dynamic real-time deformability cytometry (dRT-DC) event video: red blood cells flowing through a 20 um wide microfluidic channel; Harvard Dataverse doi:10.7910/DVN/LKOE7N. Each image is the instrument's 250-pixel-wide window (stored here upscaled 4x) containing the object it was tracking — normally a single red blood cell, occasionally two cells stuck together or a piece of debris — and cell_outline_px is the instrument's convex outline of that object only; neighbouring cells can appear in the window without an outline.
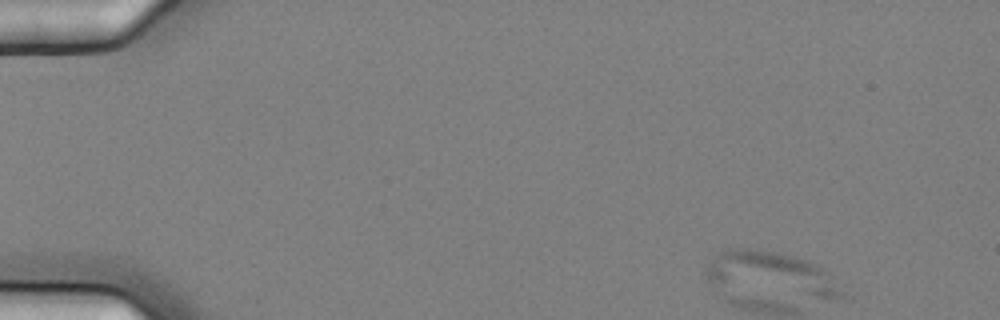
{"species": "common noctule bat (a hibernating species)", "species_latin": "Nyctalus noctula", "temperature_condition": "cold", "stored_images_in_passage": 5, "camera_frame_rate_fps": 3000, "um_per_image_px": 0.085, "animal": {"sex": "female", "body_mass_g": 25.1}, "frame": {"image": 1, "passage_image": 1, "time_ms": 0.0, "image_size_px": [1000, 320], "cell_outline_px": [[844, 300], [720, 284], [704, 280], [704, 268], [716, 252], [728, 248], [756, 248], [776, 252], [808, 260], [824, 268], [828, 272], [844, 292]], "centroid_in_image_um": [65.54, 23.2], "position_along_channel_um": 19.5, "area_um2": 33.58}}
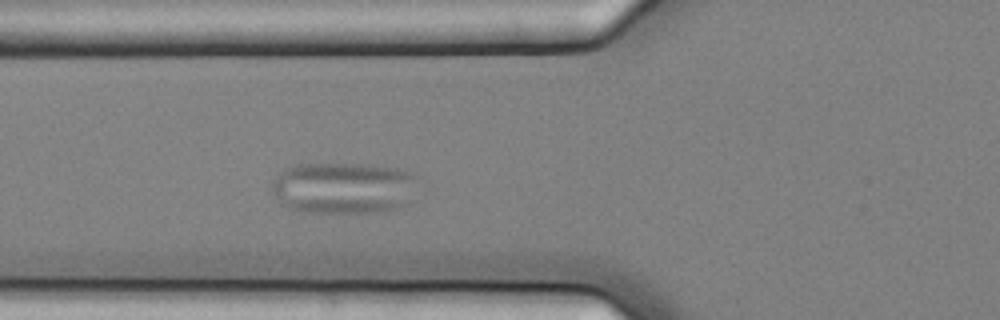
{"frame": {"image": 2, "passage_image": 5, "time_ms": 1.333, "image_size_px": [1000, 320], "cell_outline_px": [[416, 176], [408, 204], [396, 208], [380, 212], [308, 212], [288, 208], [280, 204], [272, 192], [272, 180], [280, 172], [296, 164], [368, 164], [396, 168], [408, 172]], "centroid_in_image_um": [29.14, 15.97], "position_along_channel_um": 96.7, "area_um2": 43.81}}